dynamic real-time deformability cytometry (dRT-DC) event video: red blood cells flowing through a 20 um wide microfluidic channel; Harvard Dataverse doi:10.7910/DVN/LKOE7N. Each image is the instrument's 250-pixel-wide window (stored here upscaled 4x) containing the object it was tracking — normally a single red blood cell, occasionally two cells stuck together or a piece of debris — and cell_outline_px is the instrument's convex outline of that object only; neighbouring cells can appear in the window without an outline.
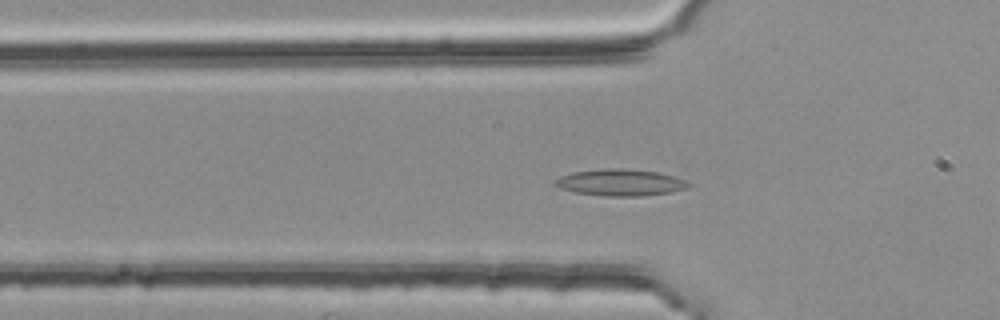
{"species": "common noctule bat (a hibernating species)", "species_latin": "Nyctalus noctula", "temperature_condition": "room temperature", "stored_images_in_passage": 54, "camera_frame_rate_fps": 3000, "um_per_image_px": 0.085, "animal": {"sex": "female", "body_mass_g": 25.1}, "frame": {"image": 1, "passage_image": 17, "time_ms": 5.333, "image_size_px": [1000, 320], "cell_outline_px": [[692, 184], [688, 188], [668, 192], [640, 196], [608, 196], [576, 192], [560, 188], [552, 184], [552, 180], [560, 176], [572, 172], [604, 168], [620, 168], [656, 172], [672, 176], [684, 180]], "centroid_in_image_um": [52.67, 15.51], "position_along_channel_um": 73.1, "area_um2": 20.58}}
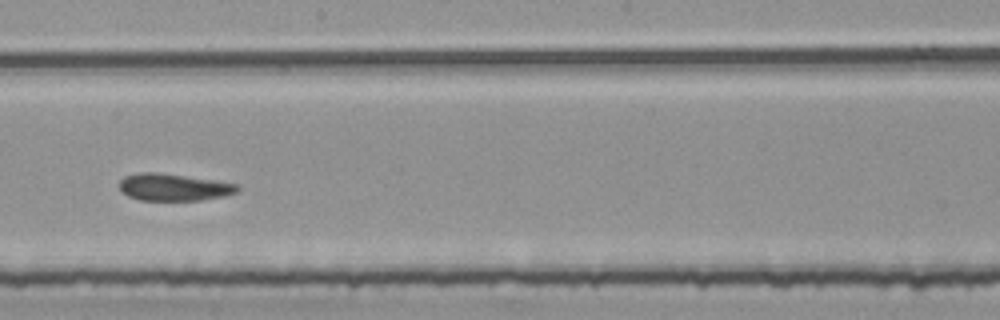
{"frame": {"image": 2, "passage_image": 30, "time_ms": 9.667, "image_size_px": [1000, 320], "cell_outline_px": [[240, 188], [236, 192], [224, 196], [200, 200], [140, 200], [128, 196], [120, 192], [120, 180], [124, 176], [140, 172], [156, 172], [240, 184]], "centroid_in_image_um": [14.74, 15.91], "position_along_channel_um": 233.5, "area_um2": 18.55}}
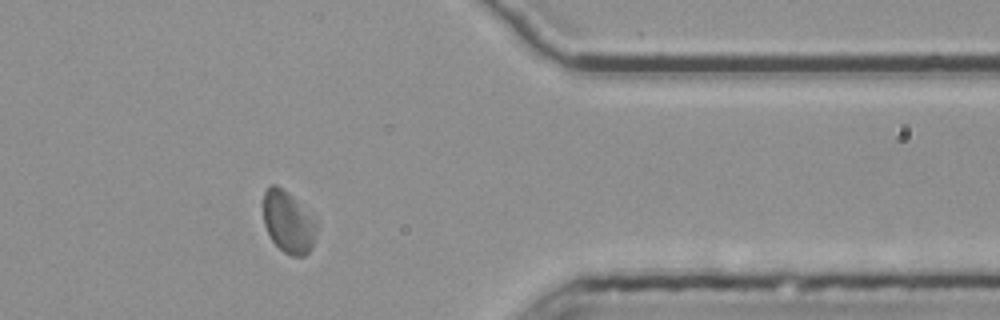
{"frame": {"image": 3, "passage_image": 44, "time_ms": 14.333, "image_size_px": [1000, 320], "cell_outline_px": [[316, 232], [312, 248], [304, 256], [292, 256], [284, 252], [272, 240], [264, 224], [264, 192], [272, 184], [276, 184], [288, 192], [316, 220]], "centroid_in_image_um": [24.51, 18.88], "position_along_channel_um": 386.9, "area_um2": 18.96}, "authors_computed_cell_mechanics": {"area_um2": 19.7387, "velocity_mm_per_s": 3.6964, "shape_relaxation_time_tau1_ms": null, "shape_relaxation_time_tau2_ms": 4.9404, "deformation_change_tau1": null, "deformation_change_tau2": 0.111}}